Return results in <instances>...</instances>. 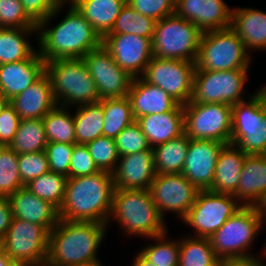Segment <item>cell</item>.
<instances>
[{"label": "cell", "instance_id": "obj_1", "mask_svg": "<svg viewBox=\"0 0 266 266\" xmlns=\"http://www.w3.org/2000/svg\"><path fill=\"white\" fill-rule=\"evenodd\" d=\"M62 2L53 13L37 25V44L40 57L46 62L57 59H82L90 50L102 45V38L90 22L73 5L64 18L50 27L53 18L60 14Z\"/></svg>", "mask_w": 266, "mask_h": 266}, {"label": "cell", "instance_id": "obj_2", "mask_svg": "<svg viewBox=\"0 0 266 266\" xmlns=\"http://www.w3.org/2000/svg\"><path fill=\"white\" fill-rule=\"evenodd\" d=\"M114 189L112 173L107 171L68 178L59 219L108 224Z\"/></svg>", "mask_w": 266, "mask_h": 266}, {"label": "cell", "instance_id": "obj_3", "mask_svg": "<svg viewBox=\"0 0 266 266\" xmlns=\"http://www.w3.org/2000/svg\"><path fill=\"white\" fill-rule=\"evenodd\" d=\"M108 229L105 223L59 219L49 232L45 266H79L100 260L98 250Z\"/></svg>", "mask_w": 266, "mask_h": 266}, {"label": "cell", "instance_id": "obj_4", "mask_svg": "<svg viewBox=\"0 0 266 266\" xmlns=\"http://www.w3.org/2000/svg\"><path fill=\"white\" fill-rule=\"evenodd\" d=\"M113 219L123 235L151 238L168 231L148 189H114L107 227Z\"/></svg>", "mask_w": 266, "mask_h": 266}, {"label": "cell", "instance_id": "obj_5", "mask_svg": "<svg viewBox=\"0 0 266 266\" xmlns=\"http://www.w3.org/2000/svg\"><path fill=\"white\" fill-rule=\"evenodd\" d=\"M53 95L58 106L73 108L99 102L94 79L83 59H57L46 62Z\"/></svg>", "mask_w": 266, "mask_h": 266}, {"label": "cell", "instance_id": "obj_6", "mask_svg": "<svg viewBox=\"0 0 266 266\" xmlns=\"http://www.w3.org/2000/svg\"><path fill=\"white\" fill-rule=\"evenodd\" d=\"M250 55L231 27L204 32L200 40L195 70L250 69Z\"/></svg>", "mask_w": 266, "mask_h": 266}, {"label": "cell", "instance_id": "obj_7", "mask_svg": "<svg viewBox=\"0 0 266 266\" xmlns=\"http://www.w3.org/2000/svg\"><path fill=\"white\" fill-rule=\"evenodd\" d=\"M203 32L176 13L157 21L152 42L153 57L196 62Z\"/></svg>", "mask_w": 266, "mask_h": 266}, {"label": "cell", "instance_id": "obj_8", "mask_svg": "<svg viewBox=\"0 0 266 266\" xmlns=\"http://www.w3.org/2000/svg\"><path fill=\"white\" fill-rule=\"evenodd\" d=\"M246 99L232 105L230 143L247 155H266V104L259 91Z\"/></svg>", "mask_w": 266, "mask_h": 266}, {"label": "cell", "instance_id": "obj_9", "mask_svg": "<svg viewBox=\"0 0 266 266\" xmlns=\"http://www.w3.org/2000/svg\"><path fill=\"white\" fill-rule=\"evenodd\" d=\"M260 231V217L256 207L243 206L209 239L216 256L220 260L244 258L255 256L249 249L261 233Z\"/></svg>", "mask_w": 266, "mask_h": 266}, {"label": "cell", "instance_id": "obj_10", "mask_svg": "<svg viewBox=\"0 0 266 266\" xmlns=\"http://www.w3.org/2000/svg\"><path fill=\"white\" fill-rule=\"evenodd\" d=\"M184 109V133L189 139L214 140L229 144L232 106L227 103L188 102Z\"/></svg>", "mask_w": 266, "mask_h": 266}, {"label": "cell", "instance_id": "obj_11", "mask_svg": "<svg viewBox=\"0 0 266 266\" xmlns=\"http://www.w3.org/2000/svg\"><path fill=\"white\" fill-rule=\"evenodd\" d=\"M249 69L225 71L195 70L190 102L227 103L235 105L245 100V85Z\"/></svg>", "mask_w": 266, "mask_h": 266}, {"label": "cell", "instance_id": "obj_12", "mask_svg": "<svg viewBox=\"0 0 266 266\" xmlns=\"http://www.w3.org/2000/svg\"><path fill=\"white\" fill-rule=\"evenodd\" d=\"M242 207L233 195L199 190L182 222L193 228L190 236L209 238Z\"/></svg>", "mask_w": 266, "mask_h": 266}, {"label": "cell", "instance_id": "obj_13", "mask_svg": "<svg viewBox=\"0 0 266 266\" xmlns=\"http://www.w3.org/2000/svg\"><path fill=\"white\" fill-rule=\"evenodd\" d=\"M49 232L41 225L13 218L0 247L17 264L45 266Z\"/></svg>", "mask_w": 266, "mask_h": 266}, {"label": "cell", "instance_id": "obj_14", "mask_svg": "<svg viewBox=\"0 0 266 266\" xmlns=\"http://www.w3.org/2000/svg\"><path fill=\"white\" fill-rule=\"evenodd\" d=\"M195 69L196 62L152 57L141 77L185 105L192 97Z\"/></svg>", "mask_w": 266, "mask_h": 266}, {"label": "cell", "instance_id": "obj_15", "mask_svg": "<svg viewBox=\"0 0 266 266\" xmlns=\"http://www.w3.org/2000/svg\"><path fill=\"white\" fill-rule=\"evenodd\" d=\"M148 190L164 219L166 212H173L180 221L188 214L199 191L182 173L156 174Z\"/></svg>", "mask_w": 266, "mask_h": 266}, {"label": "cell", "instance_id": "obj_16", "mask_svg": "<svg viewBox=\"0 0 266 266\" xmlns=\"http://www.w3.org/2000/svg\"><path fill=\"white\" fill-rule=\"evenodd\" d=\"M82 59L95 81L100 99L128 96L133 77L116 64L103 45L90 50Z\"/></svg>", "mask_w": 266, "mask_h": 266}, {"label": "cell", "instance_id": "obj_17", "mask_svg": "<svg viewBox=\"0 0 266 266\" xmlns=\"http://www.w3.org/2000/svg\"><path fill=\"white\" fill-rule=\"evenodd\" d=\"M102 45L111 53L116 64L133 78L141 77L153 57L152 42L135 34H107Z\"/></svg>", "mask_w": 266, "mask_h": 266}, {"label": "cell", "instance_id": "obj_18", "mask_svg": "<svg viewBox=\"0 0 266 266\" xmlns=\"http://www.w3.org/2000/svg\"><path fill=\"white\" fill-rule=\"evenodd\" d=\"M224 145L214 140L190 139L181 173L198 190L212 187L217 159Z\"/></svg>", "mask_w": 266, "mask_h": 266}, {"label": "cell", "instance_id": "obj_19", "mask_svg": "<svg viewBox=\"0 0 266 266\" xmlns=\"http://www.w3.org/2000/svg\"><path fill=\"white\" fill-rule=\"evenodd\" d=\"M232 9L224 0H176L175 13L204 33L231 27Z\"/></svg>", "mask_w": 266, "mask_h": 266}, {"label": "cell", "instance_id": "obj_20", "mask_svg": "<svg viewBox=\"0 0 266 266\" xmlns=\"http://www.w3.org/2000/svg\"><path fill=\"white\" fill-rule=\"evenodd\" d=\"M155 177L152 148L119 156L116 168L112 172L115 189H148Z\"/></svg>", "mask_w": 266, "mask_h": 266}, {"label": "cell", "instance_id": "obj_21", "mask_svg": "<svg viewBox=\"0 0 266 266\" xmlns=\"http://www.w3.org/2000/svg\"><path fill=\"white\" fill-rule=\"evenodd\" d=\"M46 72V63L38 50L28 59L0 64V93L10 101Z\"/></svg>", "mask_w": 266, "mask_h": 266}, {"label": "cell", "instance_id": "obj_22", "mask_svg": "<svg viewBox=\"0 0 266 266\" xmlns=\"http://www.w3.org/2000/svg\"><path fill=\"white\" fill-rule=\"evenodd\" d=\"M9 103L21 120L42 119L57 106L48 74L45 72L31 86L12 98Z\"/></svg>", "mask_w": 266, "mask_h": 266}, {"label": "cell", "instance_id": "obj_23", "mask_svg": "<svg viewBox=\"0 0 266 266\" xmlns=\"http://www.w3.org/2000/svg\"><path fill=\"white\" fill-rule=\"evenodd\" d=\"M13 218H19L43 226L50 232L59 220L58 209L46 200L31 193L25 187L8 196Z\"/></svg>", "mask_w": 266, "mask_h": 266}, {"label": "cell", "instance_id": "obj_24", "mask_svg": "<svg viewBox=\"0 0 266 266\" xmlns=\"http://www.w3.org/2000/svg\"><path fill=\"white\" fill-rule=\"evenodd\" d=\"M131 103L135 121L149 114L173 111L179 103L160 87L150 84L142 77L133 78L127 96Z\"/></svg>", "mask_w": 266, "mask_h": 266}, {"label": "cell", "instance_id": "obj_25", "mask_svg": "<svg viewBox=\"0 0 266 266\" xmlns=\"http://www.w3.org/2000/svg\"><path fill=\"white\" fill-rule=\"evenodd\" d=\"M243 206H255L266 199V155H247L236 193Z\"/></svg>", "mask_w": 266, "mask_h": 266}, {"label": "cell", "instance_id": "obj_26", "mask_svg": "<svg viewBox=\"0 0 266 266\" xmlns=\"http://www.w3.org/2000/svg\"><path fill=\"white\" fill-rule=\"evenodd\" d=\"M231 28L242 40L246 50H266V13L257 8L234 7Z\"/></svg>", "mask_w": 266, "mask_h": 266}, {"label": "cell", "instance_id": "obj_27", "mask_svg": "<svg viewBox=\"0 0 266 266\" xmlns=\"http://www.w3.org/2000/svg\"><path fill=\"white\" fill-rule=\"evenodd\" d=\"M136 122L153 148L184 133L183 105L179 104L170 112L139 117Z\"/></svg>", "mask_w": 266, "mask_h": 266}, {"label": "cell", "instance_id": "obj_28", "mask_svg": "<svg viewBox=\"0 0 266 266\" xmlns=\"http://www.w3.org/2000/svg\"><path fill=\"white\" fill-rule=\"evenodd\" d=\"M246 156L235 144H225L219 153L213 184L209 190L234 195Z\"/></svg>", "mask_w": 266, "mask_h": 266}, {"label": "cell", "instance_id": "obj_29", "mask_svg": "<svg viewBox=\"0 0 266 266\" xmlns=\"http://www.w3.org/2000/svg\"><path fill=\"white\" fill-rule=\"evenodd\" d=\"M127 0H76L73 5L103 39L110 33Z\"/></svg>", "mask_w": 266, "mask_h": 266}, {"label": "cell", "instance_id": "obj_30", "mask_svg": "<svg viewBox=\"0 0 266 266\" xmlns=\"http://www.w3.org/2000/svg\"><path fill=\"white\" fill-rule=\"evenodd\" d=\"M37 35V27L0 28V64L19 62L31 57L38 49L29 36Z\"/></svg>", "mask_w": 266, "mask_h": 266}, {"label": "cell", "instance_id": "obj_31", "mask_svg": "<svg viewBox=\"0 0 266 266\" xmlns=\"http://www.w3.org/2000/svg\"><path fill=\"white\" fill-rule=\"evenodd\" d=\"M190 139L183 133L166 143L153 147L156 174H179L182 172Z\"/></svg>", "mask_w": 266, "mask_h": 266}, {"label": "cell", "instance_id": "obj_32", "mask_svg": "<svg viewBox=\"0 0 266 266\" xmlns=\"http://www.w3.org/2000/svg\"><path fill=\"white\" fill-rule=\"evenodd\" d=\"M76 144L86 145L103 136L104 112L100 102L75 107Z\"/></svg>", "mask_w": 266, "mask_h": 266}, {"label": "cell", "instance_id": "obj_33", "mask_svg": "<svg viewBox=\"0 0 266 266\" xmlns=\"http://www.w3.org/2000/svg\"><path fill=\"white\" fill-rule=\"evenodd\" d=\"M179 247V266H219L209 238L181 237Z\"/></svg>", "mask_w": 266, "mask_h": 266}, {"label": "cell", "instance_id": "obj_34", "mask_svg": "<svg viewBox=\"0 0 266 266\" xmlns=\"http://www.w3.org/2000/svg\"><path fill=\"white\" fill-rule=\"evenodd\" d=\"M99 102L104 112V137L115 139L123 129L135 121L128 97L100 99Z\"/></svg>", "mask_w": 266, "mask_h": 266}, {"label": "cell", "instance_id": "obj_35", "mask_svg": "<svg viewBox=\"0 0 266 266\" xmlns=\"http://www.w3.org/2000/svg\"><path fill=\"white\" fill-rule=\"evenodd\" d=\"M69 110L57 105L42 118L47 142L76 144L74 115Z\"/></svg>", "mask_w": 266, "mask_h": 266}, {"label": "cell", "instance_id": "obj_36", "mask_svg": "<svg viewBox=\"0 0 266 266\" xmlns=\"http://www.w3.org/2000/svg\"><path fill=\"white\" fill-rule=\"evenodd\" d=\"M47 143L42 119H31L21 120L14 139L8 146L19 155L43 151Z\"/></svg>", "mask_w": 266, "mask_h": 266}, {"label": "cell", "instance_id": "obj_37", "mask_svg": "<svg viewBox=\"0 0 266 266\" xmlns=\"http://www.w3.org/2000/svg\"><path fill=\"white\" fill-rule=\"evenodd\" d=\"M157 21L135 11L126 2L109 34H135L152 39Z\"/></svg>", "mask_w": 266, "mask_h": 266}, {"label": "cell", "instance_id": "obj_38", "mask_svg": "<svg viewBox=\"0 0 266 266\" xmlns=\"http://www.w3.org/2000/svg\"><path fill=\"white\" fill-rule=\"evenodd\" d=\"M67 179L65 175L49 171L30 181L25 188L59 210L64 201Z\"/></svg>", "mask_w": 266, "mask_h": 266}, {"label": "cell", "instance_id": "obj_39", "mask_svg": "<svg viewBox=\"0 0 266 266\" xmlns=\"http://www.w3.org/2000/svg\"><path fill=\"white\" fill-rule=\"evenodd\" d=\"M168 237L167 231L162 235L147 238L154 241L153 244L145 245L139 252L156 266H179V240Z\"/></svg>", "mask_w": 266, "mask_h": 266}, {"label": "cell", "instance_id": "obj_40", "mask_svg": "<svg viewBox=\"0 0 266 266\" xmlns=\"http://www.w3.org/2000/svg\"><path fill=\"white\" fill-rule=\"evenodd\" d=\"M25 187L19 174L18 154L9 146H0V196H9Z\"/></svg>", "mask_w": 266, "mask_h": 266}, {"label": "cell", "instance_id": "obj_41", "mask_svg": "<svg viewBox=\"0 0 266 266\" xmlns=\"http://www.w3.org/2000/svg\"><path fill=\"white\" fill-rule=\"evenodd\" d=\"M94 163L101 171L112 173L119 160L114 139L98 137L86 144Z\"/></svg>", "mask_w": 266, "mask_h": 266}, {"label": "cell", "instance_id": "obj_42", "mask_svg": "<svg viewBox=\"0 0 266 266\" xmlns=\"http://www.w3.org/2000/svg\"><path fill=\"white\" fill-rule=\"evenodd\" d=\"M114 140L119 156L142 152L152 148L136 121L123 129Z\"/></svg>", "mask_w": 266, "mask_h": 266}, {"label": "cell", "instance_id": "obj_43", "mask_svg": "<svg viewBox=\"0 0 266 266\" xmlns=\"http://www.w3.org/2000/svg\"><path fill=\"white\" fill-rule=\"evenodd\" d=\"M19 174L25 186L30 181L50 171L45 150L18 155Z\"/></svg>", "mask_w": 266, "mask_h": 266}, {"label": "cell", "instance_id": "obj_44", "mask_svg": "<svg viewBox=\"0 0 266 266\" xmlns=\"http://www.w3.org/2000/svg\"><path fill=\"white\" fill-rule=\"evenodd\" d=\"M37 25L26 15L20 0H0V28H28Z\"/></svg>", "mask_w": 266, "mask_h": 266}, {"label": "cell", "instance_id": "obj_45", "mask_svg": "<svg viewBox=\"0 0 266 266\" xmlns=\"http://www.w3.org/2000/svg\"><path fill=\"white\" fill-rule=\"evenodd\" d=\"M74 145L67 143L48 142L45 152L51 172L65 175L69 178V167Z\"/></svg>", "mask_w": 266, "mask_h": 266}, {"label": "cell", "instance_id": "obj_46", "mask_svg": "<svg viewBox=\"0 0 266 266\" xmlns=\"http://www.w3.org/2000/svg\"><path fill=\"white\" fill-rule=\"evenodd\" d=\"M135 11L156 21L176 11V0H127Z\"/></svg>", "mask_w": 266, "mask_h": 266}, {"label": "cell", "instance_id": "obj_47", "mask_svg": "<svg viewBox=\"0 0 266 266\" xmlns=\"http://www.w3.org/2000/svg\"><path fill=\"white\" fill-rule=\"evenodd\" d=\"M99 171L88 147L84 144H74L69 167V178L88 176Z\"/></svg>", "mask_w": 266, "mask_h": 266}, {"label": "cell", "instance_id": "obj_48", "mask_svg": "<svg viewBox=\"0 0 266 266\" xmlns=\"http://www.w3.org/2000/svg\"><path fill=\"white\" fill-rule=\"evenodd\" d=\"M21 119L8 102L0 113V146H8L14 139Z\"/></svg>", "mask_w": 266, "mask_h": 266}, {"label": "cell", "instance_id": "obj_49", "mask_svg": "<svg viewBox=\"0 0 266 266\" xmlns=\"http://www.w3.org/2000/svg\"><path fill=\"white\" fill-rule=\"evenodd\" d=\"M26 15L38 25L48 18L63 0H20Z\"/></svg>", "mask_w": 266, "mask_h": 266}, {"label": "cell", "instance_id": "obj_50", "mask_svg": "<svg viewBox=\"0 0 266 266\" xmlns=\"http://www.w3.org/2000/svg\"><path fill=\"white\" fill-rule=\"evenodd\" d=\"M13 214L7 196H0V241L7 234L11 225Z\"/></svg>", "mask_w": 266, "mask_h": 266}, {"label": "cell", "instance_id": "obj_51", "mask_svg": "<svg viewBox=\"0 0 266 266\" xmlns=\"http://www.w3.org/2000/svg\"><path fill=\"white\" fill-rule=\"evenodd\" d=\"M263 255H255L244 258H226L219 262V266H266Z\"/></svg>", "mask_w": 266, "mask_h": 266}, {"label": "cell", "instance_id": "obj_52", "mask_svg": "<svg viewBox=\"0 0 266 266\" xmlns=\"http://www.w3.org/2000/svg\"><path fill=\"white\" fill-rule=\"evenodd\" d=\"M255 207L260 217V230H262L266 225V199L258 202Z\"/></svg>", "mask_w": 266, "mask_h": 266}, {"label": "cell", "instance_id": "obj_53", "mask_svg": "<svg viewBox=\"0 0 266 266\" xmlns=\"http://www.w3.org/2000/svg\"><path fill=\"white\" fill-rule=\"evenodd\" d=\"M132 266H156L147 260L140 252L134 256Z\"/></svg>", "mask_w": 266, "mask_h": 266}, {"label": "cell", "instance_id": "obj_54", "mask_svg": "<svg viewBox=\"0 0 266 266\" xmlns=\"http://www.w3.org/2000/svg\"><path fill=\"white\" fill-rule=\"evenodd\" d=\"M15 264L9 255L0 247V266H14Z\"/></svg>", "mask_w": 266, "mask_h": 266}, {"label": "cell", "instance_id": "obj_55", "mask_svg": "<svg viewBox=\"0 0 266 266\" xmlns=\"http://www.w3.org/2000/svg\"><path fill=\"white\" fill-rule=\"evenodd\" d=\"M79 266H105L102 264L101 260H97V261H93V262H89V263H84L82 265Z\"/></svg>", "mask_w": 266, "mask_h": 266}, {"label": "cell", "instance_id": "obj_56", "mask_svg": "<svg viewBox=\"0 0 266 266\" xmlns=\"http://www.w3.org/2000/svg\"><path fill=\"white\" fill-rule=\"evenodd\" d=\"M9 101L0 93V113Z\"/></svg>", "mask_w": 266, "mask_h": 266}, {"label": "cell", "instance_id": "obj_57", "mask_svg": "<svg viewBox=\"0 0 266 266\" xmlns=\"http://www.w3.org/2000/svg\"><path fill=\"white\" fill-rule=\"evenodd\" d=\"M76 0H63L66 4H73Z\"/></svg>", "mask_w": 266, "mask_h": 266}, {"label": "cell", "instance_id": "obj_58", "mask_svg": "<svg viewBox=\"0 0 266 266\" xmlns=\"http://www.w3.org/2000/svg\"><path fill=\"white\" fill-rule=\"evenodd\" d=\"M263 248V250H262V254H264V257L266 258V243H265V245L262 247Z\"/></svg>", "mask_w": 266, "mask_h": 266}, {"label": "cell", "instance_id": "obj_59", "mask_svg": "<svg viewBox=\"0 0 266 266\" xmlns=\"http://www.w3.org/2000/svg\"><path fill=\"white\" fill-rule=\"evenodd\" d=\"M14 266H31V265H27V264H15Z\"/></svg>", "mask_w": 266, "mask_h": 266}]
</instances>
